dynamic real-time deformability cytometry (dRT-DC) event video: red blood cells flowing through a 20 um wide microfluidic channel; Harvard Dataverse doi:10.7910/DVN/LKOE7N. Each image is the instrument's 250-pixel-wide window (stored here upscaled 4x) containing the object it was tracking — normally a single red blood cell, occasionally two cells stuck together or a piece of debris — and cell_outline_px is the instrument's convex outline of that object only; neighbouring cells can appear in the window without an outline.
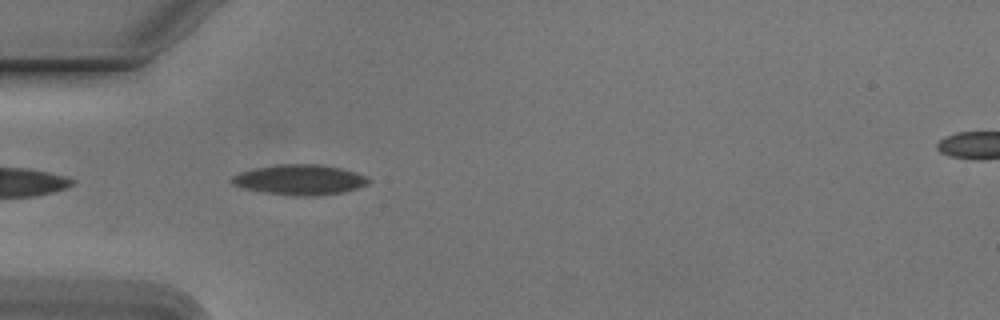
{"species": "Egyptian fruit bat (a non-hibernating species)", "species_latin": "Rousettus aegyptiacus", "temperature_condition": "cold", "stored_images_in_passage": 4, "camera_frame_rate_fps": 3000, "um_per_image_px": 0.085, "animal": {"sex": "male"}, "frame": {"image": 1, "passage_image": 2, "time_ms": 0.333, "image_size_px": [1000, 320], "cell_outline_px": [[372, 180], [368, 184], [344, 192], [316, 196], [292, 196], [260, 192], [244, 188], [232, 184], [228, 180], [232, 176], [240, 172], [256, 168], [280, 164], [320, 164], [340, 168], [364, 176]], "centroid_in_image_um": [25.44, 15.29], "position_along_channel_um": 59.6, "area_um2": 24.16}}